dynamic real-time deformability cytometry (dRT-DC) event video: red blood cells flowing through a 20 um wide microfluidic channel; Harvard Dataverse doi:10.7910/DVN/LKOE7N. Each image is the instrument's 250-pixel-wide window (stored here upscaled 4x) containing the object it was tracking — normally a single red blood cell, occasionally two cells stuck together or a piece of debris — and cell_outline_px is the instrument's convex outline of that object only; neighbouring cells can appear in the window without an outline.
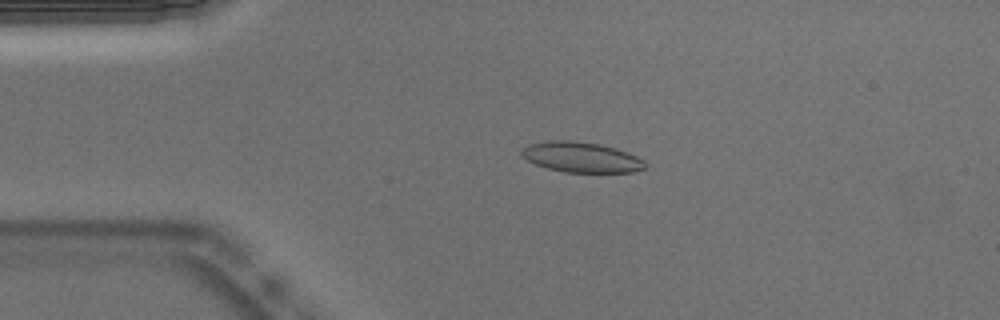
{"species": "Egyptian fruit bat (a non-hibernating species)", "species_latin": "Rousettus aegyptiacus", "temperature_condition": "warm", "stored_images_in_passage": 52, "camera_frame_rate_fps": 3000, "um_per_image_px": 0.085, "animal": {"sex": "male"}, "frame": {"image": 1, "passage_image": 11, "time_ms": 3.333, "image_size_px": [1000, 320], "cell_outline_px": [[648, 168], [632, 172], [564, 172], [548, 168], [536, 164], [520, 156], [520, 148], [528, 144], [548, 140], [572, 140], [600, 144], [616, 148], [628, 152], [644, 160], [648, 164]], "centroid_in_image_um": [49.41, 13.35], "position_along_channel_um": 35.6, "area_um2": 22.14}}
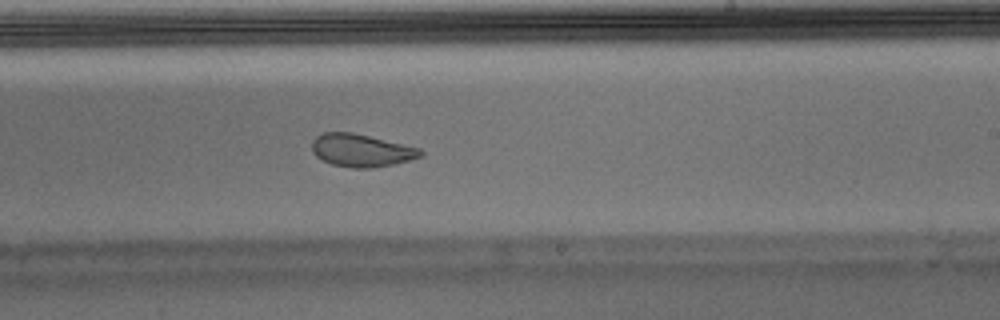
{"frame": {"image": 2, "passage_image": 31, "time_ms": 10.0, "image_size_px": [1000, 320], "cell_outline_px": [[424, 156], [392, 164], [372, 168], [352, 168], [332, 164], [316, 156], [312, 152], [312, 140], [316, 136], [324, 132], [352, 132], [420, 148], [424, 152]], "centroid_in_image_um": [30.7, 12.78], "position_along_channel_um": 258.3, "area_um2": 20.63}}
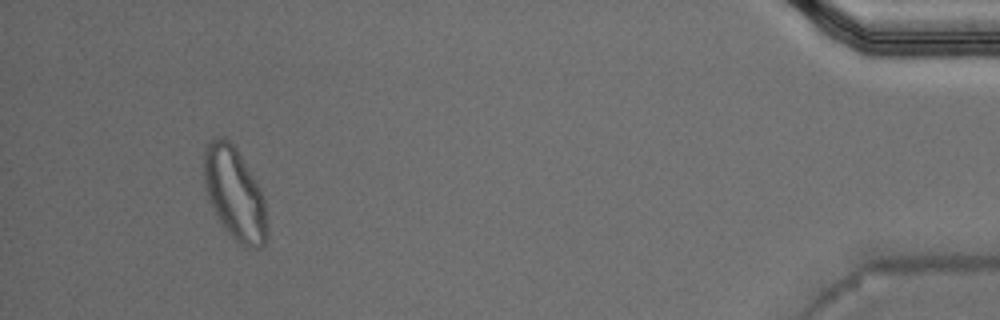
{"frame": {"image": 3, "passage_image": 49, "time_ms": 16.0, "image_size_px": [1000, 320], "cell_outline_px": [[268, 236], [264, 244], [260, 248], [244, 248], [224, 228], [208, 200], [204, 188], [204, 148], [216, 136], [224, 136], [236, 148], [256, 180], [260, 188], [264, 200], [268, 232]], "centroid_in_image_um": [19.94, 16.47], "position_along_channel_um": 415.3, "area_um2": 34.1}, "authors_computed_cell_mechanics": {"area_um2": 21.8195, "velocity_mm_per_s": 3.802, "shape_relaxation_time_tau1_ms": null, "shape_relaxation_time_tau2_ms": 1.6037, "deformation_change_tau1": null, "deformation_change_tau2": 0.0749}}